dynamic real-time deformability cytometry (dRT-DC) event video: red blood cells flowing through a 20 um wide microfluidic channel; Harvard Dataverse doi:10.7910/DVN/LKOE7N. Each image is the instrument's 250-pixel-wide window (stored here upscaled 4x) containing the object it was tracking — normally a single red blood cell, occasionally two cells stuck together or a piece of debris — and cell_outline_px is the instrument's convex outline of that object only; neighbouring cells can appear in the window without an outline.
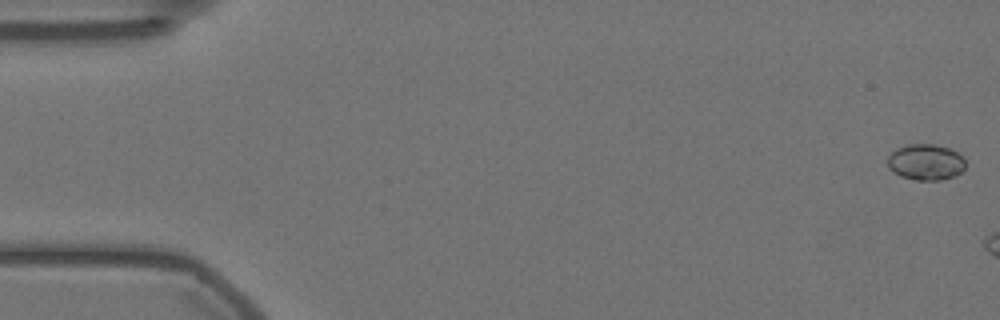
{"species": "Egyptian fruit bat (a non-hibernating species)", "species_latin": "Rousettus aegyptiacus", "temperature_condition": "warm", "stored_images_in_passage": 9, "camera_frame_rate_fps": 3000, "um_per_image_px": 0.085, "animal": {"sex": "female"}, "frame": {"image": 1, "passage_image": 1, "time_ms": 0.0, "image_size_px": [1000, 320], "cell_outline_px": [[964, 168], [956, 176], [940, 180], [916, 180], [900, 176], [892, 172], [888, 168], [888, 156], [896, 148], [908, 144], [936, 144], [948, 148], [956, 152], [964, 160]], "centroid_in_image_um": [78.65, 13.78], "position_along_channel_um": 6.4, "area_um2": 16.36}}